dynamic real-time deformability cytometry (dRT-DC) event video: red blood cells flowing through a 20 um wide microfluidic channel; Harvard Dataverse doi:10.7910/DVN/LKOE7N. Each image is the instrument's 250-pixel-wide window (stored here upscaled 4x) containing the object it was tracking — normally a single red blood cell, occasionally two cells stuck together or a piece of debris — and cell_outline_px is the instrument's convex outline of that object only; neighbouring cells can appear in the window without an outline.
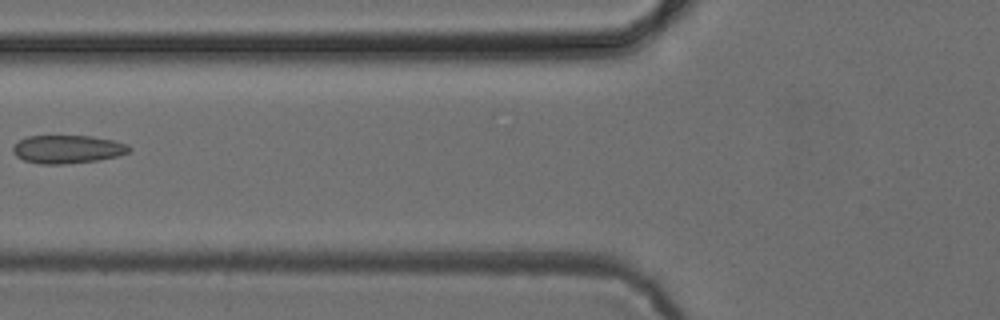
{"species": "common noctule bat (a hibernating species)", "species_latin": "Nyctalus noctula", "temperature_condition": "cold", "stored_images_in_passage": 7, "camera_frame_rate_fps": 3000, "um_per_image_px": 0.085, "animal": {"sex": "female", "body_mass_g": 24.6, "forearm_length_mm": 56.2}, "frame": {"image": 1, "passage_image": 6, "time_ms": 5.667, "image_size_px": [1000, 320], "cell_outline_px": [[132, 148], [128, 152], [116, 156], [96, 160], [64, 164], [40, 164], [24, 160], [16, 156], [12, 152], [12, 148], [20, 140], [28, 136], [92, 136], [112, 140], [128, 144]], "centroid_in_image_um": [5.73, 12.68], "position_along_channel_um": 120.1, "area_um2": 18.96}}
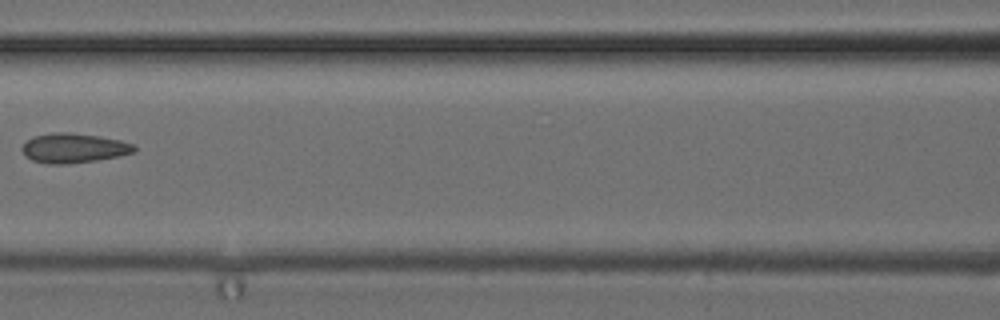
{"frame": {"image": 2, "passage_image": 7, "time_ms": 6.667, "image_size_px": [1000, 320], "cell_outline_px": [[136, 152], [120, 156], [96, 160], [68, 164], [48, 164], [32, 160], [24, 156], [20, 148], [32, 136], [56, 132], [68, 132], [100, 136], [120, 140], [132, 144], [136, 148]], "centroid_in_image_um": [6.25, 12.59], "position_along_channel_um": 160.4, "area_um2": 19.48}}